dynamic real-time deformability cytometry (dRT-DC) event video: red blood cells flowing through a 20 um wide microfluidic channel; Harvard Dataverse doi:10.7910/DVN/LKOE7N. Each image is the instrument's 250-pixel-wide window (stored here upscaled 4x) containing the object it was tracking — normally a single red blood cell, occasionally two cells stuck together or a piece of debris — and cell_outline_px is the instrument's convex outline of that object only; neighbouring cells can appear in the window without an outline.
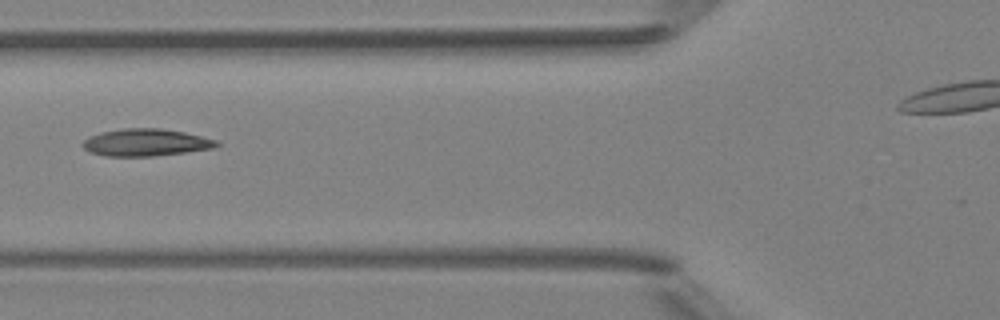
{"species": "Egyptian fruit bat (a non-hibernating species)", "species_latin": "Rousettus aegyptiacus", "temperature_condition": "room temperature", "stored_images_in_passage": 6, "camera_frame_rate_fps": 3000, "um_per_image_px": 0.085, "animal": {"sex": "female"}, "frame": {"image": 1, "passage_image": 6, "time_ms": 6.667, "image_size_px": [1000, 320], "cell_outline_px": [[220, 144], [212, 148], [184, 152], [152, 156], [104, 156], [92, 152], [84, 148], [80, 144], [88, 136], [100, 132], [124, 128], [160, 128], [184, 132], [216, 140]], "centroid_in_image_um": [12.34, 12.1], "position_along_channel_um": 113.5, "area_um2": 21.1}}